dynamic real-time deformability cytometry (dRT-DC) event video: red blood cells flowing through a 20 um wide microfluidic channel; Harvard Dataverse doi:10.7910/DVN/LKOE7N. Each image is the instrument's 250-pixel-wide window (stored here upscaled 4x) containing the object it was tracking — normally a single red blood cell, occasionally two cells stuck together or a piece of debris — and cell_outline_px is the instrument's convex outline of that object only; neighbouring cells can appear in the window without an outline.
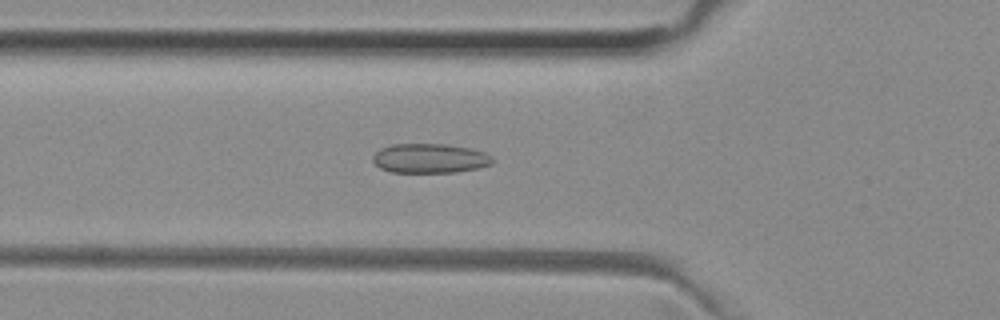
{"species": "common noctule bat (a hibernating species)", "species_latin": "Nyctalus noctula", "temperature_condition": "room temperature", "stored_images_in_passage": 36, "camera_frame_rate_fps": 3000, "um_per_image_px": 0.085, "animal": {"sex": "female", "body_mass_g": 29.2, "forearm_length_mm": 56.3}, "frame": {"image": 1, "passage_image": 3, "time_ms": 0.667, "image_size_px": [1000, 320], "cell_outline_px": [[492, 164], [476, 168], [456, 172], [392, 172], [380, 168], [372, 160], [372, 156], [380, 148], [392, 144], [444, 144], [472, 148], [484, 152], [492, 156]], "centroid_in_image_um": [36.52, 13.45], "position_along_channel_um": 89.3, "area_um2": 20.52}}
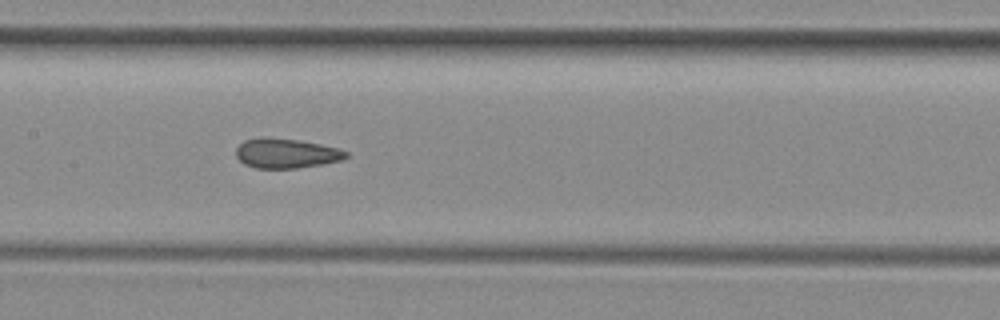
{"frame": {"image": 2, "passage_image": 10, "time_ms": 3.0, "image_size_px": [1000, 320], "cell_outline_px": [[348, 156], [340, 160], [324, 164], [296, 168], [256, 168], [244, 164], [236, 156], [236, 148], [244, 140], [296, 140], [320, 144], [340, 148], [348, 152]], "centroid_in_image_um": [24.38, 13.08], "position_along_channel_um": 183.0, "area_um2": 18.32}}
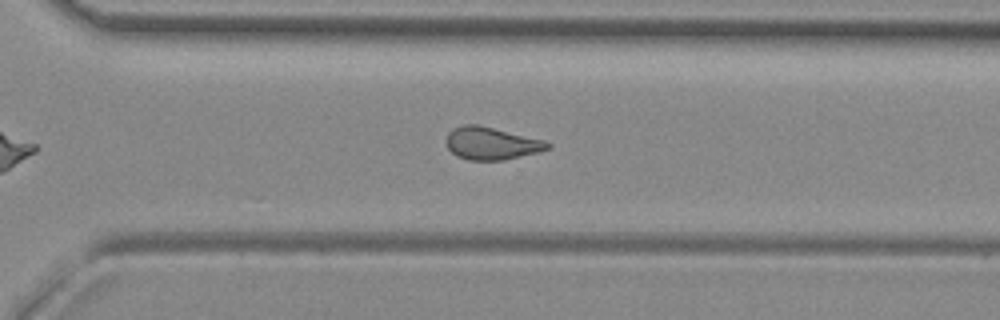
{"frame": {"image": 3, "passage_image": 21, "time_ms": 6.667, "image_size_px": [1000, 320], "cell_outline_px": [[552, 148], [504, 160], [468, 160], [456, 156], [448, 148], [444, 140], [448, 132], [452, 128], [464, 124], [476, 124], [544, 140], [552, 144]], "centroid_in_image_um": [41.73, 12.18], "position_along_channel_um": 328.9, "area_um2": 19.25}, "authors_computed_cell_mechanics": {"area_um2": 19.2474, "velocity_mm_per_s": 3.9851, "shape_relaxation_time_tau1_ms": null, "shape_relaxation_time_tau2_ms": 1.877, "deformation_change_tau1": null, "deformation_change_tau2": 0.0833}}